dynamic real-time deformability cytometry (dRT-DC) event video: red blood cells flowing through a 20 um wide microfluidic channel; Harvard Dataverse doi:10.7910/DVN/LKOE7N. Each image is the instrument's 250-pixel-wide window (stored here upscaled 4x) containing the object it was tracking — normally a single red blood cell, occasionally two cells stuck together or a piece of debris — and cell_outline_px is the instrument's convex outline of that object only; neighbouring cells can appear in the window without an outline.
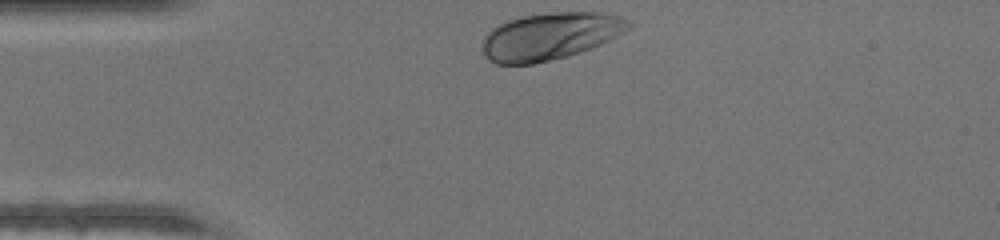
{"species": "human", "species_latin": "Homo sapiens", "temperature_condition": "warm", "stored_images_in_passage": 28, "camera_frame_rate_fps": 3000, "um_per_image_px": 0.085, "donor": {"sex": "male"}, "frame": {"image": 1, "passage_image": 1, "time_ms": 0.0, "image_size_px": [1000, 240], "cell_outline_px": [[632, 28], [592, 48], [568, 56], [532, 64], [496, 64], [488, 60], [484, 56], [484, 36], [492, 28], [508, 20], [524, 16], [552, 12], [600, 12], [620, 16], [628, 20], [632, 24]], "centroid_in_image_um": [46.78, 3.08], "position_along_channel_um": 38.2, "area_um2": 40.11}}
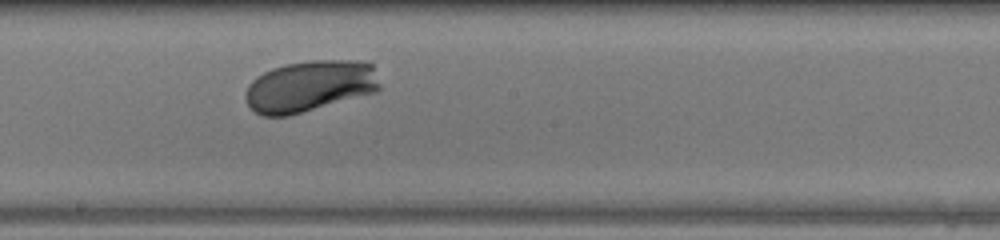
{"frame": {"image": 2, "passage_image": 16, "time_ms": 5.0, "image_size_px": [1000, 240], "cell_outline_px": [[380, 88], [376, 92], [288, 116], [264, 116], [256, 112], [248, 104], [244, 96], [244, 92], [248, 84], [256, 76], [272, 68], [284, 64], [312, 60], [364, 60], [372, 64], [380, 84]], "centroid_in_image_um": [26.33, 7.31], "position_along_channel_um": 221.9, "area_um2": 40.4}}
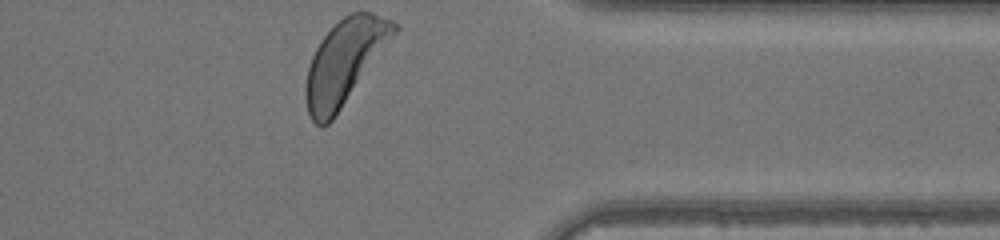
{"frame": {"image": 3, "passage_image": 28, "time_ms": 9.0, "image_size_px": [1000, 240], "cell_outline_px": [[400, 28], [332, 120], [328, 124], [316, 124], [312, 120], [308, 112], [304, 96], [304, 88], [308, 68], [312, 56], [320, 40], [344, 16], [352, 12], [372, 12], [392, 20]], "centroid_in_image_um": [29.28, 5.25], "position_along_channel_um": 382.1, "area_um2": 42.6}}